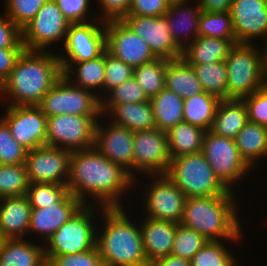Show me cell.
<instances>
[{"label": "cell", "instance_id": "obj_55", "mask_svg": "<svg viewBox=\"0 0 267 266\" xmlns=\"http://www.w3.org/2000/svg\"><path fill=\"white\" fill-rule=\"evenodd\" d=\"M261 50V66H262V79L264 86H267V40L263 41Z\"/></svg>", "mask_w": 267, "mask_h": 266}, {"label": "cell", "instance_id": "obj_25", "mask_svg": "<svg viewBox=\"0 0 267 266\" xmlns=\"http://www.w3.org/2000/svg\"><path fill=\"white\" fill-rule=\"evenodd\" d=\"M63 75L74 85L104 97L105 51L84 62H60Z\"/></svg>", "mask_w": 267, "mask_h": 266}, {"label": "cell", "instance_id": "obj_54", "mask_svg": "<svg viewBox=\"0 0 267 266\" xmlns=\"http://www.w3.org/2000/svg\"><path fill=\"white\" fill-rule=\"evenodd\" d=\"M149 266H191L190 260L169 254L152 262Z\"/></svg>", "mask_w": 267, "mask_h": 266}, {"label": "cell", "instance_id": "obj_24", "mask_svg": "<svg viewBox=\"0 0 267 266\" xmlns=\"http://www.w3.org/2000/svg\"><path fill=\"white\" fill-rule=\"evenodd\" d=\"M31 210L27 195L0 197L1 239H26Z\"/></svg>", "mask_w": 267, "mask_h": 266}, {"label": "cell", "instance_id": "obj_3", "mask_svg": "<svg viewBox=\"0 0 267 266\" xmlns=\"http://www.w3.org/2000/svg\"><path fill=\"white\" fill-rule=\"evenodd\" d=\"M125 207L101 210L96 230L98 252L105 266H149L139 221Z\"/></svg>", "mask_w": 267, "mask_h": 266}, {"label": "cell", "instance_id": "obj_48", "mask_svg": "<svg viewBox=\"0 0 267 266\" xmlns=\"http://www.w3.org/2000/svg\"><path fill=\"white\" fill-rule=\"evenodd\" d=\"M242 100L247 109L248 121L267 127V86Z\"/></svg>", "mask_w": 267, "mask_h": 266}, {"label": "cell", "instance_id": "obj_2", "mask_svg": "<svg viewBox=\"0 0 267 266\" xmlns=\"http://www.w3.org/2000/svg\"><path fill=\"white\" fill-rule=\"evenodd\" d=\"M62 76L57 52L24 50L1 83V106L39 105Z\"/></svg>", "mask_w": 267, "mask_h": 266}, {"label": "cell", "instance_id": "obj_15", "mask_svg": "<svg viewBox=\"0 0 267 266\" xmlns=\"http://www.w3.org/2000/svg\"><path fill=\"white\" fill-rule=\"evenodd\" d=\"M3 107L0 117L19 144L28 151L46 145L48 117L38 105Z\"/></svg>", "mask_w": 267, "mask_h": 266}, {"label": "cell", "instance_id": "obj_44", "mask_svg": "<svg viewBox=\"0 0 267 266\" xmlns=\"http://www.w3.org/2000/svg\"><path fill=\"white\" fill-rule=\"evenodd\" d=\"M5 15L20 29L29 23L48 0H4Z\"/></svg>", "mask_w": 267, "mask_h": 266}, {"label": "cell", "instance_id": "obj_8", "mask_svg": "<svg viewBox=\"0 0 267 266\" xmlns=\"http://www.w3.org/2000/svg\"><path fill=\"white\" fill-rule=\"evenodd\" d=\"M220 181L230 190L254 170L241 157L234 139L206 131L201 151ZM237 183V184H236ZM235 187V188H234Z\"/></svg>", "mask_w": 267, "mask_h": 266}, {"label": "cell", "instance_id": "obj_21", "mask_svg": "<svg viewBox=\"0 0 267 266\" xmlns=\"http://www.w3.org/2000/svg\"><path fill=\"white\" fill-rule=\"evenodd\" d=\"M85 204L70 192L58 203L47 208H32L28 234H37L34 241L46 242L64 223L70 220ZM39 237V238H37ZM38 239V240H37Z\"/></svg>", "mask_w": 267, "mask_h": 266}, {"label": "cell", "instance_id": "obj_30", "mask_svg": "<svg viewBox=\"0 0 267 266\" xmlns=\"http://www.w3.org/2000/svg\"><path fill=\"white\" fill-rule=\"evenodd\" d=\"M241 157L252 168L267 158V127L248 121L235 137Z\"/></svg>", "mask_w": 267, "mask_h": 266}, {"label": "cell", "instance_id": "obj_26", "mask_svg": "<svg viewBox=\"0 0 267 266\" xmlns=\"http://www.w3.org/2000/svg\"><path fill=\"white\" fill-rule=\"evenodd\" d=\"M34 240L1 239L0 266H46L43 242Z\"/></svg>", "mask_w": 267, "mask_h": 266}, {"label": "cell", "instance_id": "obj_22", "mask_svg": "<svg viewBox=\"0 0 267 266\" xmlns=\"http://www.w3.org/2000/svg\"><path fill=\"white\" fill-rule=\"evenodd\" d=\"M200 16L201 9L198 0H185L169 5L164 17L167 19L170 33L176 45L182 51L199 36Z\"/></svg>", "mask_w": 267, "mask_h": 266}, {"label": "cell", "instance_id": "obj_1", "mask_svg": "<svg viewBox=\"0 0 267 266\" xmlns=\"http://www.w3.org/2000/svg\"><path fill=\"white\" fill-rule=\"evenodd\" d=\"M67 186L85 205L123 207L122 199L133 191L134 179L93 146L72 152Z\"/></svg>", "mask_w": 267, "mask_h": 266}, {"label": "cell", "instance_id": "obj_17", "mask_svg": "<svg viewBox=\"0 0 267 266\" xmlns=\"http://www.w3.org/2000/svg\"><path fill=\"white\" fill-rule=\"evenodd\" d=\"M105 31L106 50L133 68L156 59L148 44L123 20L106 21Z\"/></svg>", "mask_w": 267, "mask_h": 266}, {"label": "cell", "instance_id": "obj_13", "mask_svg": "<svg viewBox=\"0 0 267 266\" xmlns=\"http://www.w3.org/2000/svg\"><path fill=\"white\" fill-rule=\"evenodd\" d=\"M100 117L73 114L48 117L46 145L70 152L93 147L95 128Z\"/></svg>", "mask_w": 267, "mask_h": 266}, {"label": "cell", "instance_id": "obj_57", "mask_svg": "<svg viewBox=\"0 0 267 266\" xmlns=\"http://www.w3.org/2000/svg\"><path fill=\"white\" fill-rule=\"evenodd\" d=\"M0 100H1V83H0Z\"/></svg>", "mask_w": 267, "mask_h": 266}, {"label": "cell", "instance_id": "obj_36", "mask_svg": "<svg viewBox=\"0 0 267 266\" xmlns=\"http://www.w3.org/2000/svg\"><path fill=\"white\" fill-rule=\"evenodd\" d=\"M196 72L204 92L220 100L227 99V69L225 61L190 65Z\"/></svg>", "mask_w": 267, "mask_h": 266}, {"label": "cell", "instance_id": "obj_11", "mask_svg": "<svg viewBox=\"0 0 267 266\" xmlns=\"http://www.w3.org/2000/svg\"><path fill=\"white\" fill-rule=\"evenodd\" d=\"M69 26V21L56 2L48 0L36 16L21 29L25 50L53 52L51 45H58V48L59 44L60 47L63 46Z\"/></svg>", "mask_w": 267, "mask_h": 266}, {"label": "cell", "instance_id": "obj_5", "mask_svg": "<svg viewBox=\"0 0 267 266\" xmlns=\"http://www.w3.org/2000/svg\"><path fill=\"white\" fill-rule=\"evenodd\" d=\"M165 174L187 198L226 195L230 192L202 152L172 158Z\"/></svg>", "mask_w": 267, "mask_h": 266}, {"label": "cell", "instance_id": "obj_34", "mask_svg": "<svg viewBox=\"0 0 267 266\" xmlns=\"http://www.w3.org/2000/svg\"><path fill=\"white\" fill-rule=\"evenodd\" d=\"M219 102L218 97L207 92L184 99L183 121L209 131Z\"/></svg>", "mask_w": 267, "mask_h": 266}, {"label": "cell", "instance_id": "obj_52", "mask_svg": "<svg viewBox=\"0 0 267 266\" xmlns=\"http://www.w3.org/2000/svg\"><path fill=\"white\" fill-rule=\"evenodd\" d=\"M25 48H0V83L9 75Z\"/></svg>", "mask_w": 267, "mask_h": 266}, {"label": "cell", "instance_id": "obj_37", "mask_svg": "<svg viewBox=\"0 0 267 266\" xmlns=\"http://www.w3.org/2000/svg\"><path fill=\"white\" fill-rule=\"evenodd\" d=\"M166 59L156 58L134 68L133 76L150 100L165 88Z\"/></svg>", "mask_w": 267, "mask_h": 266}, {"label": "cell", "instance_id": "obj_35", "mask_svg": "<svg viewBox=\"0 0 267 266\" xmlns=\"http://www.w3.org/2000/svg\"><path fill=\"white\" fill-rule=\"evenodd\" d=\"M240 240H221L209 241L202 247L190 260L191 266H239L237 263V256L235 257L230 251L232 242L233 245ZM229 242L230 245H229ZM225 243V244H224ZM227 244L229 246H227Z\"/></svg>", "mask_w": 267, "mask_h": 266}, {"label": "cell", "instance_id": "obj_33", "mask_svg": "<svg viewBox=\"0 0 267 266\" xmlns=\"http://www.w3.org/2000/svg\"><path fill=\"white\" fill-rule=\"evenodd\" d=\"M205 132L202 128L185 121L169 129L166 134L171 159L201 152Z\"/></svg>", "mask_w": 267, "mask_h": 266}, {"label": "cell", "instance_id": "obj_39", "mask_svg": "<svg viewBox=\"0 0 267 266\" xmlns=\"http://www.w3.org/2000/svg\"><path fill=\"white\" fill-rule=\"evenodd\" d=\"M29 180L26 165L0 164V197L27 194Z\"/></svg>", "mask_w": 267, "mask_h": 266}, {"label": "cell", "instance_id": "obj_12", "mask_svg": "<svg viewBox=\"0 0 267 266\" xmlns=\"http://www.w3.org/2000/svg\"><path fill=\"white\" fill-rule=\"evenodd\" d=\"M170 160L166 132L157 128L134 132L132 163L134 188L141 185L136 182L139 176L165 174Z\"/></svg>", "mask_w": 267, "mask_h": 266}, {"label": "cell", "instance_id": "obj_56", "mask_svg": "<svg viewBox=\"0 0 267 266\" xmlns=\"http://www.w3.org/2000/svg\"><path fill=\"white\" fill-rule=\"evenodd\" d=\"M170 4L172 3H178V2H183L185 0H167Z\"/></svg>", "mask_w": 267, "mask_h": 266}, {"label": "cell", "instance_id": "obj_51", "mask_svg": "<svg viewBox=\"0 0 267 266\" xmlns=\"http://www.w3.org/2000/svg\"><path fill=\"white\" fill-rule=\"evenodd\" d=\"M0 48H25L21 29L5 13L0 14Z\"/></svg>", "mask_w": 267, "mask_h": 266}, {"label": "cell", "instance_id": "obj_7", "mask_svg": "<svg viewBox=\"0 0 267 266\" xmlns=\"http://www.w3.org/2000/svg\"><path fill=\"white\" fill-rule=\"evenodd\" d=\"M236 43L226 57L227 99H243L264 86L260 46Z\"/></svg>", "mask_w": 267, "mask_h": 266}, {"label": "cell", "instance_id": "obj_23", "mask_svg": "<svg viewBox=\"0 0 267 266\" xmlns=\"http://www.w3.org/2000/svg\"><path fill=\"white\" fill-rule=\"evenodd\" d=\"M138 220L144 252L149 264L171 254L178 223L146 216L143 219L139 217Z\"/></svg>", "mask_w": 267, "mask_h": 266}, {"label": "cell", "instance_id": "obj_14", "mask_svg": "<svg viewBox=\"0 0 267 266\" xmlns=\"http://www.w3.org/2000/svg\"><path fill=\"white\" fill-rule=\"evenodd\" d=\"M59 49L60 62H84L97 58L106 50L105 22L97 19L70 24Z\"/></svg>", "mask_w": 267, "mask_h": 266}, {"label": "cell", "instance_id": "obj_4", "mask_svg": "<svg viewBox=\"0 0 267 266\" xmlns=\"http://www.w3.org/2000/svg\"><path fill=\"white\" fill-rule=\"evenodd\" d=\"M226 195L186 198L180 224L202 234L208 241L241 240L244 237L239 196ZM240 218V219H239Z\"/></svg>", "mask_w": 267, "mask_h": 266}, {"label": "cell", "instance_id": "obj_38", "mask_svg": "<svg viewBox=\"0 0 267 266\" xmlns=\"http://www.w3.org/2000/svg\"><path fill=\"white\" fill-rule=\"evenodd\" d=\"M145 101H149V99L145 95L142 87L138 84L136 78L132 76L114 87L101 99V113L106 117V114L115 105Z\"/></svg>", "mask_w": 267, "mask_h": 266}, {"label": "cell", "instance_id": "obj_47", "mask_svg": "<svg viewBox=\"0 0 267 266\" xmlns=\"http://www.w3.org/2000/svg\"><path fill=\"white\" fill-rule=\"evenodd\" d=\"M45 258L46 266H105L97 247L82 253L45 256Z\"/></svg>", "mask_w": 267, "mask_h": 266}, {"label": "cell", "instance_id": "obj_10", "mask_svg": "<svg viewBox=\"0 0 267 266\" xmlns=\"http://www.w3.org/2000/svg\"><path fill=\"white\" fill-rule=\"evenodd\" d=\"M143 177L145 180L146 178L149 180L141 186L143 189L145 188L140 193L143 196H140L143 198L142 206L145 208H142L141 213H145L142 217L145 215L153 219L180 223L187 198L185 194L166 174L145 175Z\"/></svg>", "mask_w": 267, "mask_h": 266}, {"label": "cell", "instance_id": "obj_18", "mask_svg": "<svg viewBox=\"0 0 267 266\" xmlns=\"http://www.w3.org/2000/svg\"><path fill=\"white\" fill-rule=\"evenodd\" d=\"M133 137V131L113 124L102 115L96 124L94 147L132 177Z\"/></svg>", "mask_w": 267, "mask_h": 266}, {"label": "cell", "instance_id": "obj_49", "mask_svg": "<svg viewBox=\"0 0 267 266\" xmlns=\"http://www.w3.org/2000/svg\"><path fill=\"white\" fill-rule=\"evenodd\" d=\"M167 0H131L127 15L160 17L167 13Z\"/></svg>", "mask_w": 267, "mask_h": 266}, {"label": "cell", "instance_id": "obj_29", "mask_svg": "<svg viewBox=\"0 0 267 266\" xmlns=\"http://www.w3.org/2000/svg\"><path fill=\"white\" fill-rule=\"evenodd\" d=\"M108 120L115 125L125 127L133 132L155 127L153 107L149 101L115 105L107 114Z\"/></svg>", "mask_w": 267, "mask_h": 266}, {"label": "cell", "instance_id": "obj_45", "mask_svg": "<svg viewBox=\"0 0 267 266\" xmlns=\"http://www.w3.org/2000/svg\"><path fill=\"white\" fill-rule=\"evenodd\" d=\"M134 68L105 50L104 96L123 81L131 78Z\"/></svg>", "mask_w": 267, "mask_h": 266}, {"label": "cell", "instance_id": "obj_20", "mask_svg": "<svg viewBox=\"0 0 267 266\" xmlns=\"http://www.w3.org/2000/svg\"><path fill=\"white\" fill-rule=\"evenodd\" d=\"M229 12L237 43L267 40V0H233Z\"/></svg>", "mask_w": 267, "mask_h": 266}, {"label": "cell", "instance_id": "obj_42", "mask_svg": "<svg viewBox=\"0 0 267 266\" xmlns=\"http://www.w3.org/2000/svg\"><path fill=\"white\" fill-rule=\"evenodd\" d=\"M69 192L67 185L29 183L27 198L32 208H47L58 203Z\"/></svg>", "mask_w": 267, "mask_h": 266}, {"label": "cell", "instance_id": "obj_28", "mask_svg": "<svg viewBox=\"0 0 267 266\" xmlns=\"http://www.w3.org/2000/svg\"><path fill=\"white\" fill-rule=\"evenodd\" d=\"M248 122L247 109L242 99L220 100L210 132L235 139Z\"/></svg>", "mask_w": 267, "mask_h": 266}, {"label": "cell", "instance_id": "obj_16", "mask_svg": "<svg viewBox=\"0 0 267 266\" xmlns=\"http://www.w3.org/2000/svg\"><path fill=\"white\" fill-rule=\"evenodd\" d=\"M71 155L68 150L49 145L29 150L25 161L29 183L67 185Z\"/></svg>", "mask_w": 267, "mask_h": 266}, {"label": "cell", "instance_id": "obj_19", "mask_svg": "<svg viewBox=\"0 0 267 266\" xmlns=\"http://www.w3.org/2000/svg\"><path fill=\"white\" fill-rule=\"evenodd\" d=\"M122 20L148 44L156 58L166 60L181 58L182 50L176 45L164 16L127 15Z\"/></svg>", "mask_w": 267, "mask_h": 266}, {"label": "cell", "instance_id": "obj_50", "mask_svg": "<svg viewBox=\"0 0 267 266\" xmlns=\"http://www.w3.org/2000/svg\"><path fill=\"white\" fill-rule=\"evenodd\" d=\"M98 2L97 17L104 22L110 20H122L127 16L131 0H96ZM100 7V8H99Z\"/></svg>", "mask_w": 267, "mask_h": 266}, {"label": "cell", "instance_id": "obj_46", "mask_svg": "<svg viewBox=\"0 0 267 266\" xmlns=\"http://www.w3.org/2000/svg\"><path fill=\"white\" fill-rule=\"evenodd\" d=\"M54 1L70 24L90 22L98 19L96 13L91 12L90 7H92L93 2L91 0Z\"/></svg>", "mask_w": 267, "mask_h": 266}, {"label": "cell", "instance_id": "obj_53", "mask_svg": "<svg viewBox=\"0 0 267 266\" xmlns=\"http://www.w3.org/2000/svg\"><path fill=\"white\" fill-rule=\"evenodd\" d=\"M201 12H227L230 11L233 0H198Z\"/></svg>", "mask_w": 267, "mask_h": 266}, {"label": "cell", "instance_id": "obj_41", "mask_svg": "<svg viewBox=\"0 0 267 266\" xmlns=\"http://www.w3.org/2000/svg\"><path fill=\"white\" fill-rule=\"evenodd\" d=\"M208 242L202 234L178 223L171 254L191 260Z\"/></svg>", "mask_w": 267, "mask_h": 266}, {"label": "cell", "instance_id": "obj_40", "mask_svg": "<svg viewBox=\"0 0 267 266\" xmlns=\"http://www.w3.org/2000/svg\"><path fill=\"white\" fill-rule=\"evenodd\" d=\"M199 36L236 39L231 14L227 12H201L198 24Z\"/></svg>", "mask_w": 267, "mask_h": 266}, {"label": "cell", "instance_id": "obj_6", "mask_svg": "<svg viewBox=\"0 0 267 266\" xmlns=\"http://www.w3.org/2000/svg\"><path fill=\"white\" fill-rule=\"evenodd\" d=\"M103 208L97 205H84L43 243L45 256L82 253L96 247L99 221L96 215H99Z\"/></svg>", "mask_w": 267, "mask_h": 266}, {"label": "cell", "instance_id": "obj_32", "mask_svg": "<svg viewBox=\"0 0 267 266\" xmlns=\"http://www.w3.org/2000/svg\"><path fill=\"white\" fill-rule=\"evenodd\" d=\"M150 102L153 107L155 127L157 129L167 132L183 121L184 99L173 91L164 88L151 98Z\"/></svg>", "mask_w": 267, "mask_h": 266}, {"label": "cell", "instance_id": "obj_27", "mask_svg": "<svg viewBox=\"0 0 267 266\" xmlns=\"http://www.w3.org/2000/svg\"><path fill=\"white\" fill-rule=\"evenodd\" d=\"M236 43V39L198 36L182 51L181 58L188 65L217 63L226 59Z\"/></svg>", "mask_w": 267, "mask_h": 266}, {"label": "cell", "instance_id": "obj_43", "mask_svg": "<svg viewBox=\"0 0 267 266\" xmlns=\"http://www.w3.org/2000/svg\"><path fill=\"white\" fill-rule=\"evenodd\" d=\"M27 152L28 150L13 138L10 128L0 118V164H24Z\"/></svg>", "mask_w": 267, "mask_h": 266}, {"label": "cell", "instance_id": "obj_9", "mask_svg": "<svg viewBox=\"0 0 267 266\" xmlns=\"http://www.w3.org/2000/svg\"><path fill=\"white\" fill-rule=\"evenodd\" d=\"M38 106L47 117L62 114L102 116L101 99L89 90L74 86L64 75Z\"/></svg>", "mask_w": 267, "mask_h": 266}, {"label": "cell", "instance_id": "obj_31", "mask_svg": "<svg viewBox=\"0 0 267 266\" xmlns=\"http://www.w3.org/2000/svg\"><path fill=\"white\" fill-rule=\"evenodd\" d=\"M165 88L183 99L204 92L195 70L182 58L166 60Z\"/></svg>", "mask_w": 267, "mask_h": 266}]
</instances>
